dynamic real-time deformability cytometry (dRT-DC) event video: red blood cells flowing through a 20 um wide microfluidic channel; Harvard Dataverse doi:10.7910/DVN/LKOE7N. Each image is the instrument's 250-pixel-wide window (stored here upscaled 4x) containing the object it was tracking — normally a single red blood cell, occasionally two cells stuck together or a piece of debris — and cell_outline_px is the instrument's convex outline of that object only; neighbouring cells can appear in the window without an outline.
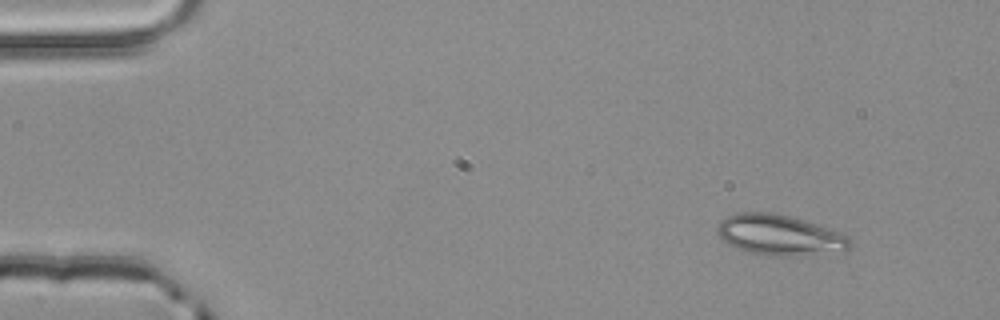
{"species": "common noctule bat (a hibernating species)", "species_latin": "Nyctalus noctula", "temperature_condition": "room temperature", "stored_images_in_passage": 3, "camera_frame_rate_fps": 3000, "um_per_image_px": 0.085, "animal": {"sex": "male", "body_mass_g": 20.4}, "frame": {"image": 1, "passage_image": 1, "time_ms": 0.0, "image_size_px": [1000, 320], "cell_outline_px": [[852, 248], [844, 252], [804, 256], [772, 256], [748, 252], [736, 248], [724, 240], [716, 232], [716, 228], [720, 220], [728, 216], [740, 212], [772, 212], [804, 220], [840, 232], [848, 236], [852, 240]], "centroid_in_image_um": [66.33, 20.0], "position_along_channel_um": 18.7, "area_um2": 31.79}}